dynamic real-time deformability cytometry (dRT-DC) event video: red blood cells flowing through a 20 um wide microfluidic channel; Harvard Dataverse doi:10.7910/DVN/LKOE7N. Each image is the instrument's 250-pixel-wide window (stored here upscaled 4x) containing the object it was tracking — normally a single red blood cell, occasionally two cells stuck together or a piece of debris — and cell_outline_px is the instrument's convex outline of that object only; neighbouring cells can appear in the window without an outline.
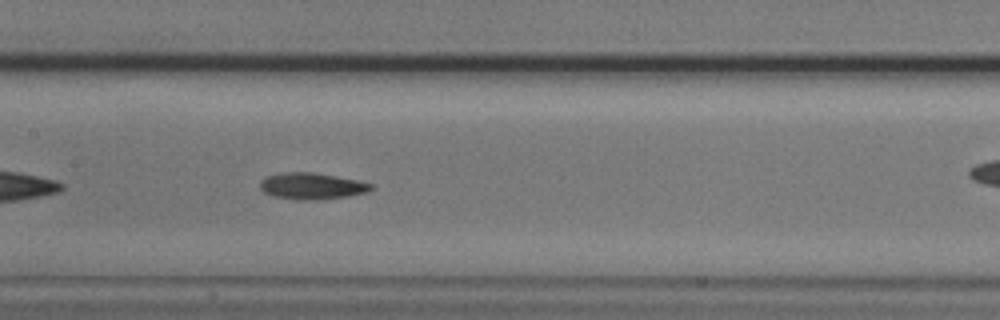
{"species": "common noctule bat (a hibernating species)", "species_latin": "Nyctalus noctula", "temperature_condition": "cold", "stored_images_in_passage": 19, "camera_frame_rate_fps": 3000, "um_per_image_px": 0.085, "animal": {"sex": "male", "body_mass_g": 20.5, "forearm_length_mm": 52.5}, "frame": {"image": 1, "passage_image": 12, "time_ms": 3.667, "image_size_px": [1000, 320], "cell_outline_px": [[376, 188], [368, 192], [348, 196], [316, 200], [296, 200], [272, 196], [264, 192], [260, 188], [260, 180], [264, 176], [284, 172], [312, 172], [360, 180], [372, 184]], "centroid_in_image_um": [26.51, 15.81], "position_along_channel_um": 180.9, "area_um2": 17.46}}